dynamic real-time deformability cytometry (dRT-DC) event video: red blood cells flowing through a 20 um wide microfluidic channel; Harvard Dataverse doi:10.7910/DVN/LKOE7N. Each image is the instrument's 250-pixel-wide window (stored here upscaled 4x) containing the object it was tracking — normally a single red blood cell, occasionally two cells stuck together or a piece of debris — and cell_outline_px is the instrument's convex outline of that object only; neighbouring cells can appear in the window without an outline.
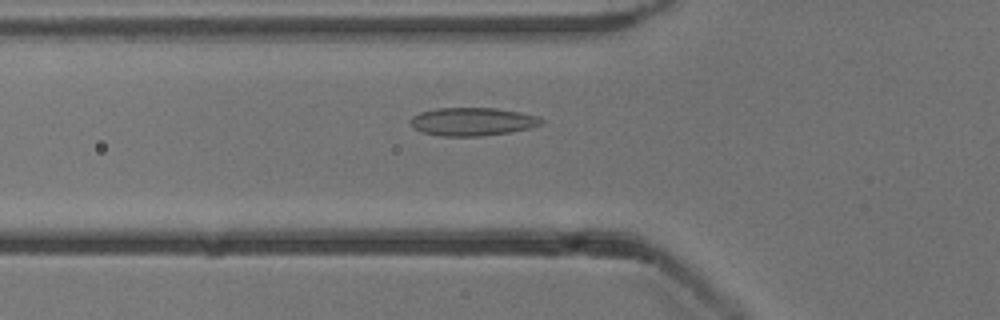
{"species": "common noctule bat (a hibernating species)", "species_latin": "Nyctalus noctula", "temperature_condition": "cold", "stored_images_in_passage": 41, "camera_frame_rate_fps": 3000, "um_per_image_px": 0.085, "animal": {"sex": "male", "body_mass_g": 13.3}, "frame": {"image": 1, "passage_image": 6, "time_ms": 1.667, "image_size_px": [1000, 320], "cell_outline_px": [[544, 124], [532, 128], [512, 132], [480, 136], [440, 136], [420, 132], [412, 128], [408, 120], [412, 116], [420, 112], [436, 108], [496, 108], [520, 112], [536, 116], [544, 120]], "centroid_in_image_um": [40.14, 10.34], "position_along_channel_um": 85.7, "area_um2": 21.85}}
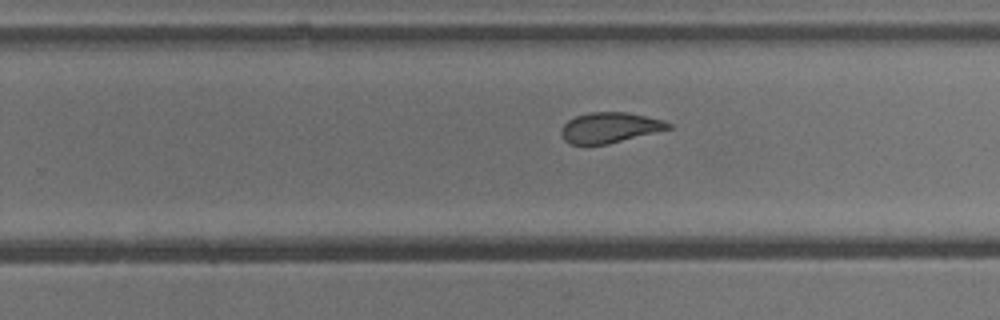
{"frame": {"image": 2, "passage_image": 21, "time_ms": 6.667, "image_size_px": [1000, 320], "cell_outline_px": [[672, 128], [608, 144], [572, 144], [564, 140], [560, 136], [560, 128], [568, 120], [576, 116], [588, 112], [628, 112], [664, 120], [672, 124]], "centroid_in_image_um": [51.81, 10.84], "position_along_channel_um": 278.0, "area_um2": 19.07}}
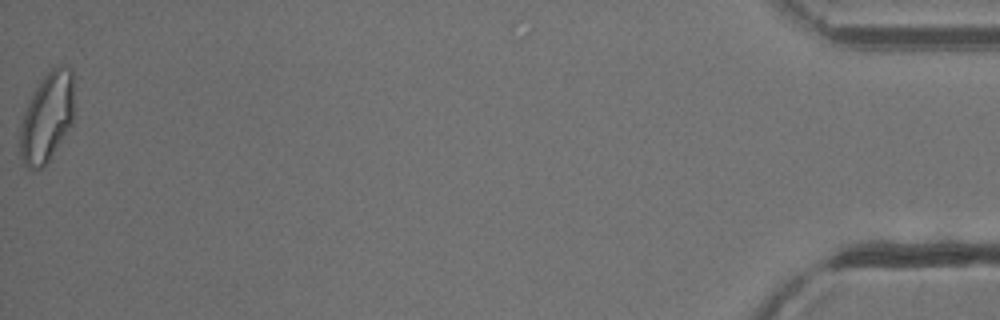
{"frame": {"image": 3, "passage_image": 41, "time_ms": 13.333, "image_size_px": [1000, 320], "cell_outline_px": [[72, 124], [44, 168], [32, 172], [24, 164], [20, 156], [20, 124], [24, 112], [36, 88], [44, 76], [56, 64], [64, 64], [72, 68]], "centroid_in_image_um": [3.98, 10.01], "position_along_channel_um": 431.2, "area_um2": 28.21}, "authors_computed_cell_mechanics": {"area_um2": 21.0392, "velocity_mm_per_s": 3.8318, "shape_relaxation_time_tau1_ms": 8.9932, "shape_relaxation_time_tau2_ms": 1.3682, "deformation_change_tau1": 0.1971, "deformation_change_tau2": 0.0881}}